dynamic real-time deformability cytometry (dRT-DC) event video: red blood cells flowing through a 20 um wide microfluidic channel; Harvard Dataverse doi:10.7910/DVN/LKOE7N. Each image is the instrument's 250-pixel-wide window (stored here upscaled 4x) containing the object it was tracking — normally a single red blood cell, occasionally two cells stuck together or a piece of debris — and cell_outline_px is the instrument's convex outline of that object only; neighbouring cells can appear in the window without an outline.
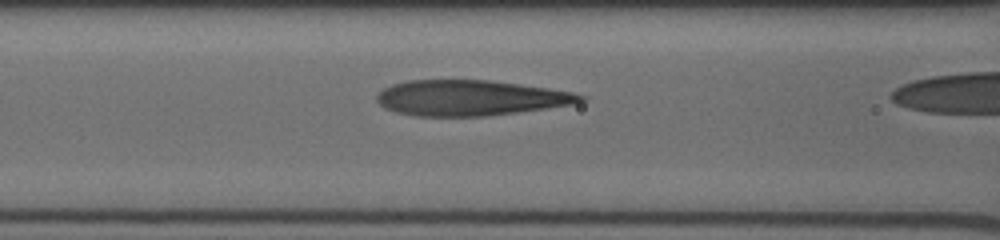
{"species": "human", "species_latin": "Homo sapiens", "temperature_condition": "cold", "stored_images_in_passage": 31, "camera_frame_rate_fps": 3000, "um_per_image_px": 0.085, "donor": {"sex": "male"}, "frame": {"image": 1, "passage_image": 10, "time_ms": 3.0, "image_size_px": [1000, 240], "cell_outline_px": [[588, 96], [584, 100], [572, 104], [516, 112], [484, 116], [416, 116], [396, 112], [384, 108], [376, 100], [376, 96], [384, 88], [392, 84], [408, 80], [488, 80], [548, 88], [572, 92]], "centroid_in_image_um": [39.94, 8.32], "position_along_channel_um": 126.7, "area_um2": 41.85}}
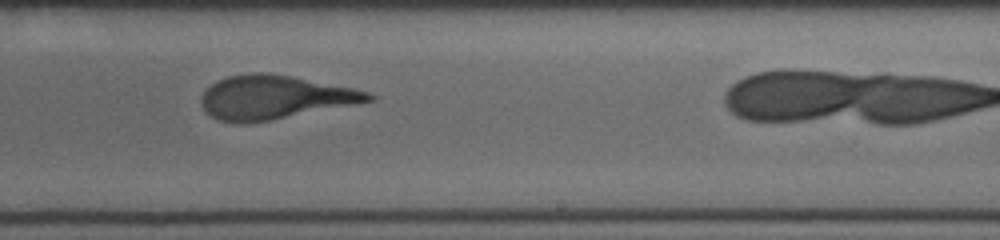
{"frame": {"image": 2, "passage_image": 20, "time_ms": 6.333, "image_size_px": [1000, 240], "cell_outline_px": [[376, 100], [268, 120], [244, 124], [236, 124], [220, 120], [204, 112], [200, 104], [200, 96], [212, 84], [228, 76], [248, 72], [264, 72], [288, 76], [352, 88], [368, 92], [376, 96]], "centroid_in_image_um": [23.27, 8.28], "position_along_channel_um": 265.7, "area_um2": 42.14}}
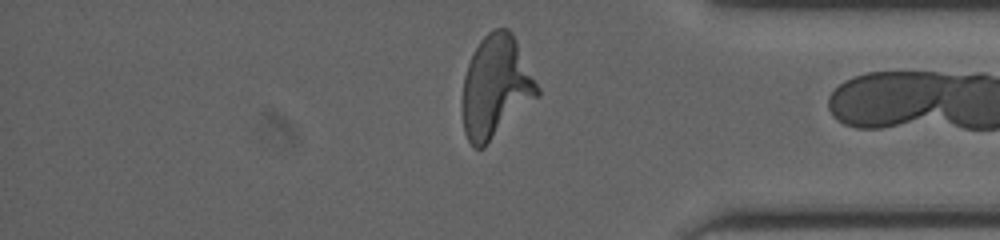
{"frame": {"image": 3, "passage_image": 30, "time_ms": 9.667, "image_size_px": [1000, 240], "cell_outline_px": [[540, 96], [484, 148], [472, 148], [464, 132], [460, 104], [464, 76], [468, 64], [480, 40], [492, 28], [508, 28], [512, 32], [540, 88]], "centroid_in_image_um": [42.13, 7.43], "position_along_channel_um": 393.1, "area_um2": 45.37}}